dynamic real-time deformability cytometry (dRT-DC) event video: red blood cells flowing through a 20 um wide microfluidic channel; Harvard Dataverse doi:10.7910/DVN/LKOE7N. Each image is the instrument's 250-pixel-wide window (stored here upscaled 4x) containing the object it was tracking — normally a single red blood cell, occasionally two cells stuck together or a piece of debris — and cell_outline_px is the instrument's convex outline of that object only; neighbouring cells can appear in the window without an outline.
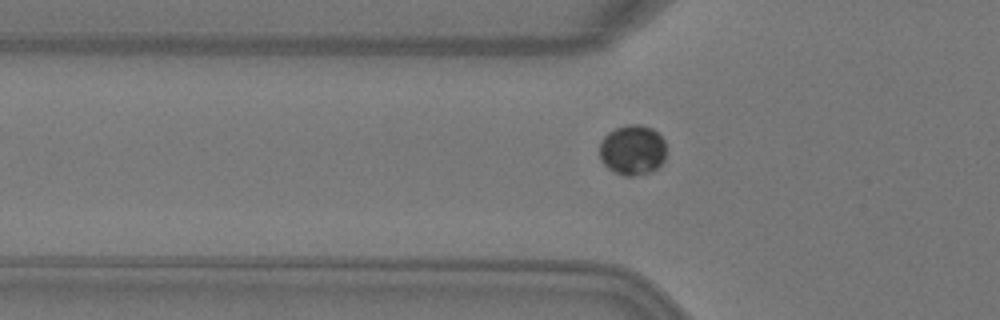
{"species": "Egyptian fruit bat (a non-hibernating species)", "species_latin": "Rousettus aegyptiacus", "temperature_condition": "warm", "stored_images_in_passage": 5, "camera_frame_rate_fps": 3000, "um_per_image_px": 0.085, "animal": {"sex": "female"}, "frame": {"image": 1, "passage_image": 5, "time_ms": 1.333, "image_size_px": [1000, 320], "cell_outline_px": [[664, 160], [652, 172], [636, 176], [624, 176], [608, 168], [600, 160], [600, 140], [608, 132], [616, 128], [628, 124], [640, 124], [652, 128], [664, 140]], "centroid_in_image_um": [53.74, 12.75], "position_along_channel_um": 72.1, "area_um2": 19.54}}